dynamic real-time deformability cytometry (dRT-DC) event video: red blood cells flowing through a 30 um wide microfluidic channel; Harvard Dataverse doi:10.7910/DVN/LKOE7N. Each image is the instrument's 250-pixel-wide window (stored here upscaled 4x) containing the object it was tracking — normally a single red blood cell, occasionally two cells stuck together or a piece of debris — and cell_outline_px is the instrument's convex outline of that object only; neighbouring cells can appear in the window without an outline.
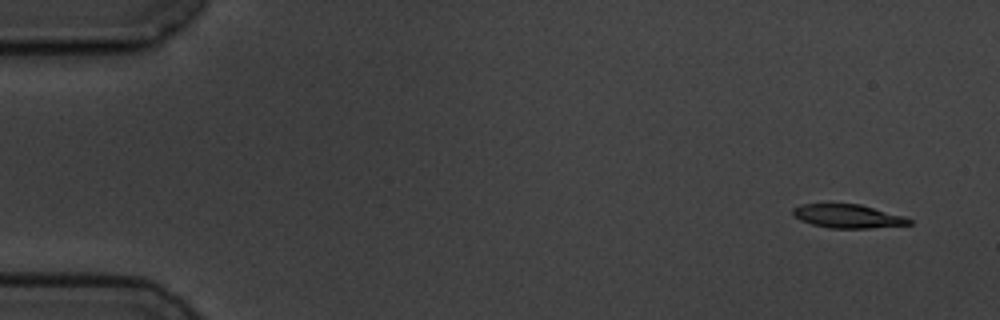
{"species": "common noctule bat (a hibernating species)", "species_latin": "Nyctalus noctula", "temperature_condition": "cold", "stored_images_in_passage": 5, "camera_frame_rate_fps": 3000, "um_per_image_px": 0.085, "animal": {"sex": "male", "body_mass_g": 19.5, "forearm_length_mm": 54.6}, "frame": {"image": 1, "passage_image": 1, "time_ms": 0.0, "image_size_px": [1000, 320], "cell_outline_px": [[912, 224], [868, 228], [828, 228], [812, 224], [800, 220], [792, 212], [792, 208], [804, 204], [860, 204], [904, 216], [912, 220]], "centroid_in_image_um": [72.07, 18.38], "position_along_channel_um": 12.9, "area_um2": 15.84}}
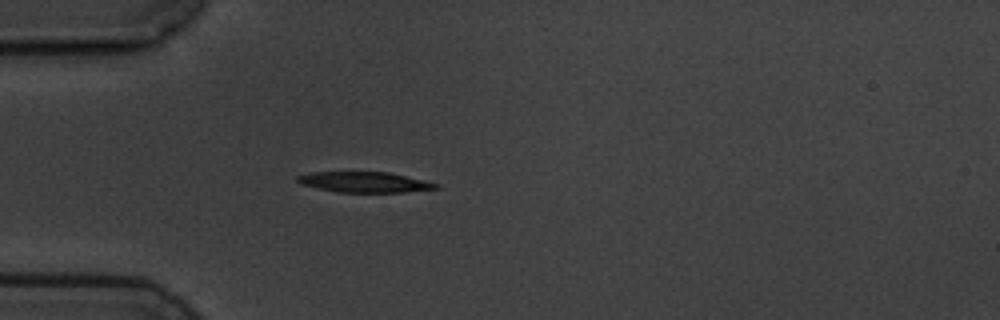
{"frame": {"image": 2, "passage_image": 5, "time_ms": 4.333, "image_size_px": [1000, 320], "cell_outline_px": [[440, 188], [404, 192], [340, 192], [300, 184], [296, 180], [296, 176], [308, 172], [388, 172], [440, 184]], "centroid_in_image_um": [30.97, 15.47], "position_along_channel_um": 54.0, "area_um2": 16.42}}